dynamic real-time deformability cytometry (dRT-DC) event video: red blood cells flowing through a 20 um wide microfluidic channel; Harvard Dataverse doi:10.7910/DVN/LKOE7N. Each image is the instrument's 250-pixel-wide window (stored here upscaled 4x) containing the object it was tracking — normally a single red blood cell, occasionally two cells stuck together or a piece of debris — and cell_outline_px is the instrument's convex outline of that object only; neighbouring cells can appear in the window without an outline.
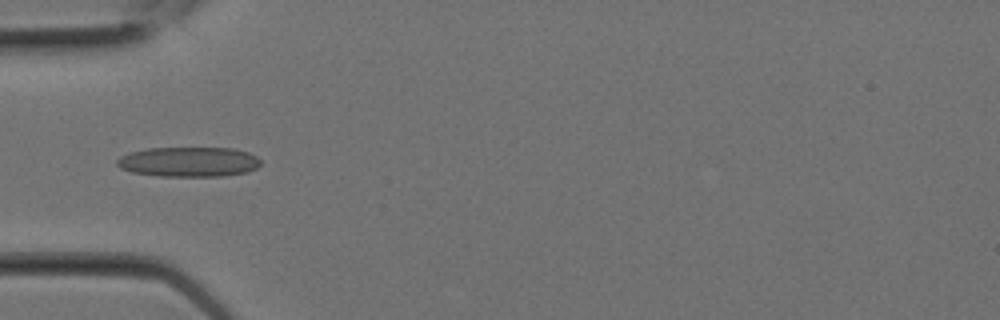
{"species": "Egyptian fruit bat (a non-hibernating species)", "species_latin": "Rousettus aegyptiacus", "temperature_condition": "room temperature", "stored_images_in_passage": 9, "camera_frame_rate_fps": 3000, "um_per_image_px": 0.085, "animal": {"sex": "female"}, "frame": {"image": 1, "passage_image": 8, "time_ms": 2.333, "image_size_px": [1000, 320], "cell_outline_px": [[260, 164], [256, 168], [244, 172], [224, 176], [160, 176], [132, 172], [120, 168], [116, 164], [116, 160], [120, 156], [132, 152], [148, 148], [232, 148], [248, 152], [256, 156], [260, 160]], "centroid_in_image_um": [16.03, 13.75], "position_along_channel_um": 69.0, "area_um2": 24.91}}